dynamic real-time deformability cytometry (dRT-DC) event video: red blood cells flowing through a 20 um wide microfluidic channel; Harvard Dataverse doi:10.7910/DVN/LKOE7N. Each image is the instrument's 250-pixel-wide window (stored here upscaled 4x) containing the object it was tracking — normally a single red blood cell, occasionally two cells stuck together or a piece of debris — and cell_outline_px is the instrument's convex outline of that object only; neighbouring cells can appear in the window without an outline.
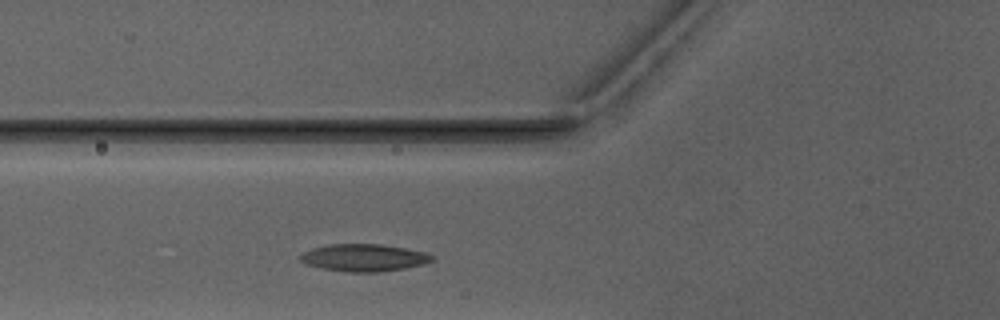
{"species": "Egyptian fruit bat (a non-hibernating species)", "species_latin": "Rousettus aegyptiacus", "temperature_condition": "warm", "stored_images_in_passage": 5, "camera_frame_rate_fps": 3000, "um_per_image_px": 0.085, "animal": {"sex": "male"}, "frame": {"image": 1, "passage_image": 5, "time_ms": 5.667, "image_size_px": [1000, 320], "cell_outline_px": [[436, 260], [424, 264], [404, 268], [380, 272], [348, 272], [324, 268], [308, 264], [300, 260], [296, 256], [312, 248], [328, 244], [380, 244], [404, 248], [424, 252], [436, 256]], "centroid_in_image_um": [30.96, 21.9], "position_along_channel_um": 94.8, "area_um2": 20.98}}